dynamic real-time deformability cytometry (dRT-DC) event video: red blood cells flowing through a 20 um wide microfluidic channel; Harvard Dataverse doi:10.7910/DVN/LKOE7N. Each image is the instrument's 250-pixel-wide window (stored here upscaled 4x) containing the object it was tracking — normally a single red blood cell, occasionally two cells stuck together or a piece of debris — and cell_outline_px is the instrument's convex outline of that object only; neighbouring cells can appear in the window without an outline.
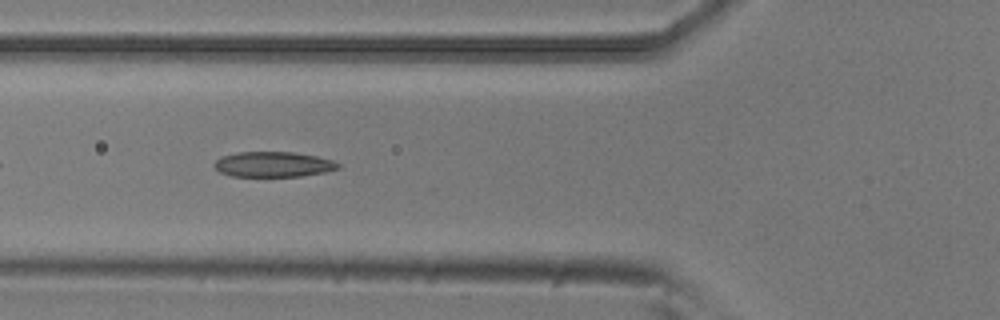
{"species": "common noctule bat (a hibernating species)", "species_latin": "Nyctalus noctula", "temperature_condition": "room temperature", "stored_images_in_passage": 33, "camera_frame_rate_fps": 3000, "um_per_image_px": 0.085, "animal": {"sex": "male", "body_mass_g": 20.5, "forearm_length_mm": 52.5}, "frame": {"image": 1, "passage_image": 6, "time_ms": 1.667, "image_size_px": [1000, 320], "cell_outline_px": [[340, 168], [324, 172], [300, 176], [232, 176], [220, 172], [212, 164], [220, 156], [236, 152], [292, 152], [316, 156], [332, 160], [340, 164]], "centroid_in_image_um": [23.2, 13.96], "position_along_channel_um": 102.6, "area_um2": 18.21}}
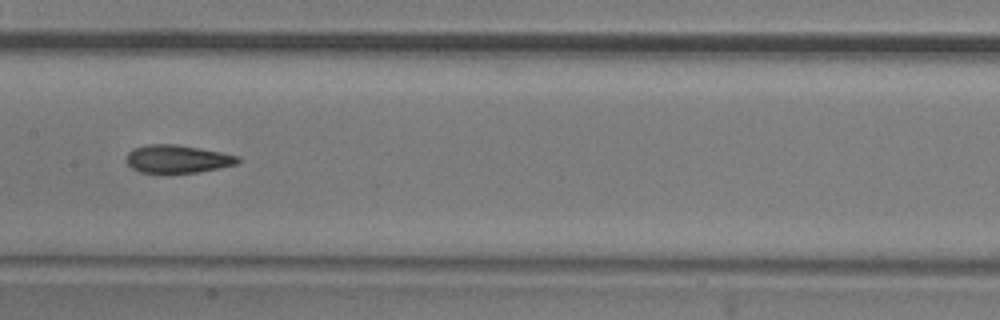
{"frame": {"image": 2, "passage_image": 13, "time_ms": 4.0, "image_size_px": [1000, 320], "cell_outline_px": [[240, 160], [236, 164], [220, 168], [200, 172], [168, 176], [164, 176], [140, 172], [132, 168], [124, 160], [128, 152], [132, 148], [148, 144], [176, 144], [220, 152], [240, 156]], "centroid_in_image_um": [15.02, 13.56], "position_along_channel_um": 192.4, "area_um2": 19.07}}
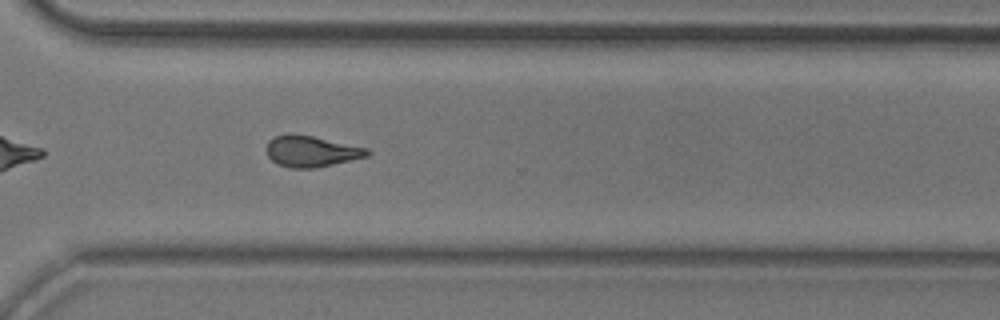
{"frame": {"image": 3, "passage_image": 25, "time_ms": 8.0, "image_size_px": [1000, 320], "cell_outline_px": [[372, 152], [368, 156], [316, 168], [288, 168], [276, 164], [268, 156], [264, 148], [268, 140], [272, 136], [288, 132], [292, 132], [312, 136], [368, 148]], "centroid_in_image_um": [26.39, 12.84], "position_along_channel_um": 344.2, "area_um2": 18.73}, "authors_computed_cell_mechanics": {"area_um2": 18.3226, "velocity_mm_per_s": 3.8165, "shape_relaxation_time_tau1_ms": null, "shape_relaxation_time_tau2_ms": 2.4663, "deformation_change_tau1": null, "deformation_change_tau2": 0.0887}}